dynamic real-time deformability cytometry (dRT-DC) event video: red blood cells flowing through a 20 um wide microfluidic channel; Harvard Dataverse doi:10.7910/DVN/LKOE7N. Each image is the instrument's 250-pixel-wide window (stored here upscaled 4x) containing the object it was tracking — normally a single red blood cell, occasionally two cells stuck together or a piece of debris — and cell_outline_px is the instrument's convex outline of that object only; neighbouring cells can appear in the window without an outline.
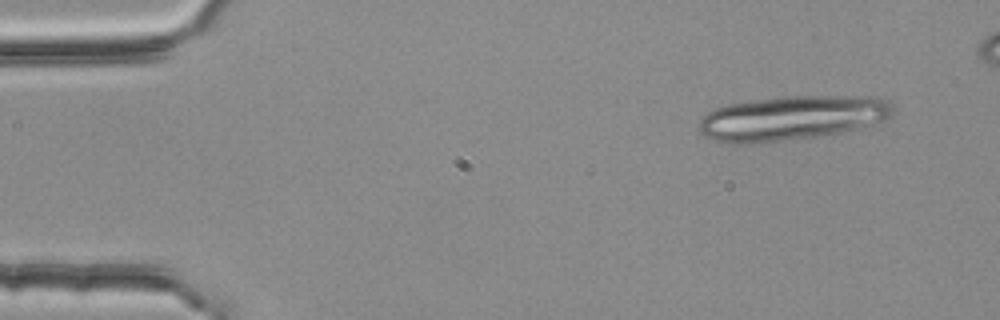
{"species": "common noctule bat (a hibernating species)", "species_latin": "Nyctalus noctula", "temperature_condition": "room temperature", "stored_images_in_passage": 4, "camera_frame_rate_fps": 3000, "um_per_image_px": 0.085, "animal": {"sex": "female", "body_mass_g": 25.1}, "frame": {"image": 1, "passage_image": 1, "time_ms": 0.0, "image_size_px": [1000, 320], "cell_outline_px": [[896, 112], [888, 120], [876, 128], [780, 140], [740, 144], [728, 144], [704, 136], [700, 132], [700, 120], [708, 112], [716, 108], [728, 104], [784, 96], [876, 96], [888, 100], [892, 104]], "centroid_in_image_um": [67.49, 10.02], "position_along_channel_um": 17.5, "area_um2": 50.98}}